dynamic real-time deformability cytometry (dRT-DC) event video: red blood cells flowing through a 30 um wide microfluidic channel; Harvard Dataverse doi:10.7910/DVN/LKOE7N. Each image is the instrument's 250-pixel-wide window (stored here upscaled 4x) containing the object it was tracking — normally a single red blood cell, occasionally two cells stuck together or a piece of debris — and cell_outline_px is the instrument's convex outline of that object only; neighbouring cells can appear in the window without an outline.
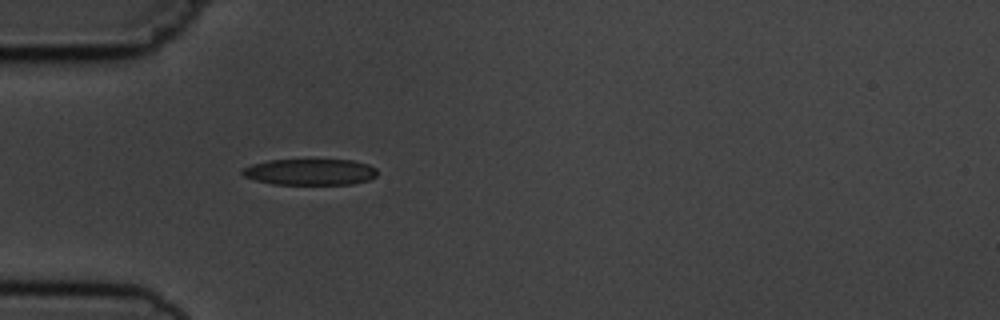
{"species": "common noctule bat (a hibernating species)", "species_latin": "Nyctalus noctula", "temperature_condition": "cold", "stored_images_in_passage": 1, "camera_frame_rate_fps": 3000, "um_per_image_px": 0.085, "animal": {"sex": "male", "body_mass_g": 19.5, "forearm_length_mm": 54.6}, "frame": {"image": 1, "passage_image": 1, "time_ms": 0.0, "image_size_px": [1000, 320], "cell_outline_px": [[376, 176], [368, 180], [352, 184], [272, 184], [256, 180], [244, 176], [240, 172], [244, 168], [252, 164], [268, 160], [352, 160], [368, 164], [376, 168]], "centroid_in_image_um": [26.35, 14.61], "position_along_channel_um": 58.6, "area_um2": 20.52}}